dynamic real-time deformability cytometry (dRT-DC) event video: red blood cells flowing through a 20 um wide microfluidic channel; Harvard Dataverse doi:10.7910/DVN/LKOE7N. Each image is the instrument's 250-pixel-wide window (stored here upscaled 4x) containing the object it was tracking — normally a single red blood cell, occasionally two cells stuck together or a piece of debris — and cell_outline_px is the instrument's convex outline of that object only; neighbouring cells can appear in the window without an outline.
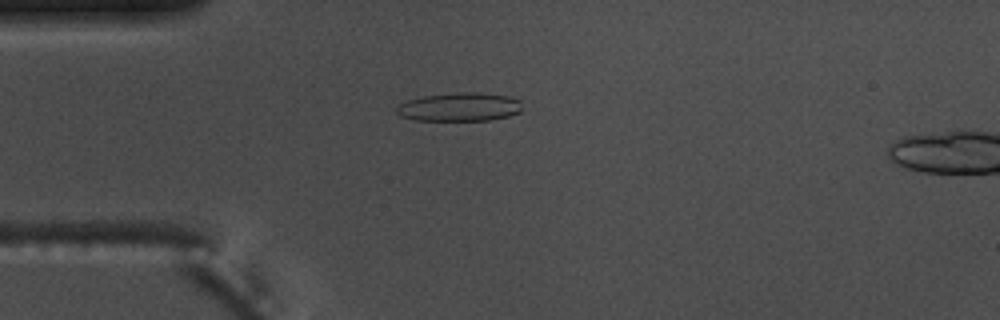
{"species": "common noctule bat (a hibernating species)", "species_latin": "Nyctalus noctula", "temperature_condition": "warm", "stored_images_in_passage": 7, "camera_frame_rate_fps": 3000, "um_per_image_px": 0.085, "animal": {"sex": "male", "body_mass_g": 17.5, "forearm_length_mm": 52.3}, "frame": {"image": 1, "passage_image": 4, "time_ms": 1.0, "image_size_px": [1000, 320], "cell_outline_px": [[520, 112], [508, 116], [488, 120], [416, 120], [400, 116], [396, 112], [396, 108], [400, 104], [408, 100], [424, 96], [456, 92], [480, 92], [508, 96], [520, 100]], "centroid_in_image_um": [39.06, 9.08], "position_along_channel_um": 45.9, "area_um2": 20.81}}
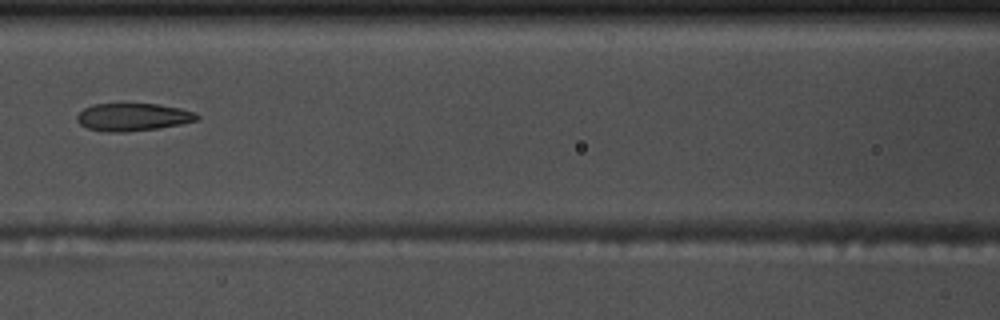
{"frame": {"image": 2, "passage_image": 7, "time_ms": 2.0, "image_size_px": [1000, 320], "cell_outline_px": [[200, 116], [196, 120], [180, 124], [160, 128], [124, 132], [108, 132], [88, 128], [80, 124], [76, 120], [76, 116], [84, 108], [92, 104], [156, 104], [180, 108], [196, 112]], "centroid_in_image_um": [11.29, 9.95], "position_along_channel_um": 155.3, "area_um2": 19.31}}